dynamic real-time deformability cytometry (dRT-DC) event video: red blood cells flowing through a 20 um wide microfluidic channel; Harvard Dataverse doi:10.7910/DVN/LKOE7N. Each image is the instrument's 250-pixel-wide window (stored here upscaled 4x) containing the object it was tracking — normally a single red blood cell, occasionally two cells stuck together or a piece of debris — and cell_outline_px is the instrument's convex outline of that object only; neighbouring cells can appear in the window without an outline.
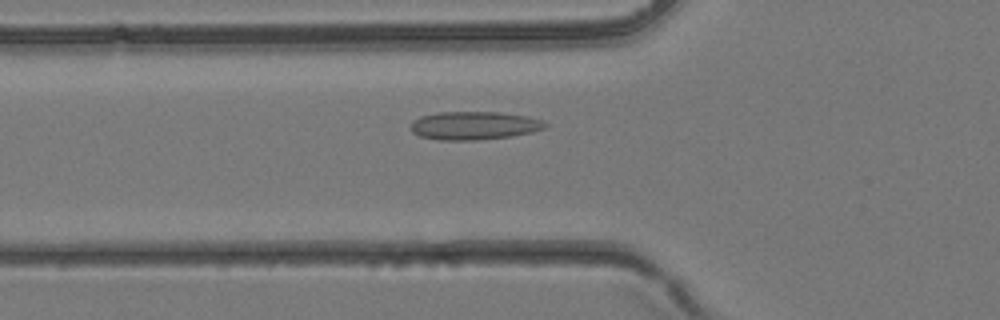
{"species": "common noctule bat (a hibernating species)", "species_latin": "Nyctalus noctula", "temperature_condition": "room temperature", "stored_images_in_passage": 36, "camera_frame_rate_fps": 3000, "um_per_image_px": 0.085, "animal": {"sex": "female", "body_mass_g": 24.6, "forearm_length_mm": 56.2}, "frame": {"image": 1, "passage_image": 11, "time_ms": 3.333, "image_size_px": [1000, 320], "cell_outline_px": [[548, 124], [544, 128], [532, 132], [512, 136], [476, 140], [440, 140], [420, 136], [412, 132], [408, 128], [412, 120], [420, 116], [436, 112], [500, 112], [528, 116], [540, 120]], "centroid_in_image_um": [40.25, 10.67], "position_along_channel_um": 85.6, "area_um2": 22.31}}
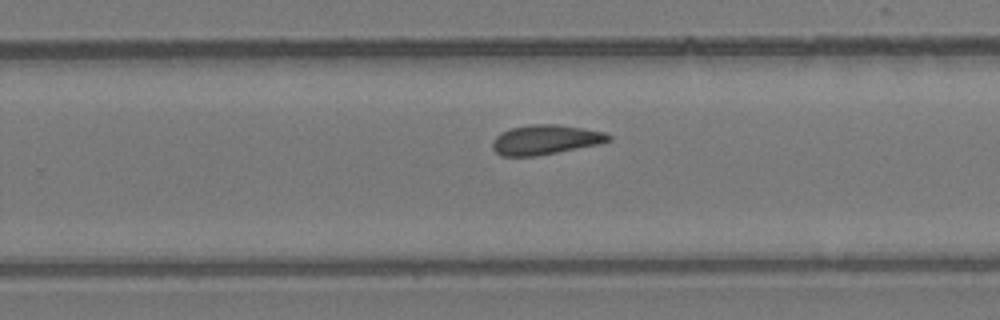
{"frame": {"image": 2, "passage_image": 22, "time_ms": 7.0, "image_size_px": [1000, 320], "cell_outline_px": [[612, 140], [600, 144], [536, 156], [500, 156], [492, 148], [492, 144], [496, 136], [500, 132], [512, 128], [532, 124], [556, 124], [604, 132], [612, 136]], "centroid_in_image_um": [46.36, 11.88], "position_along_channel_um": 283.4, "area_um2": 20.0}}
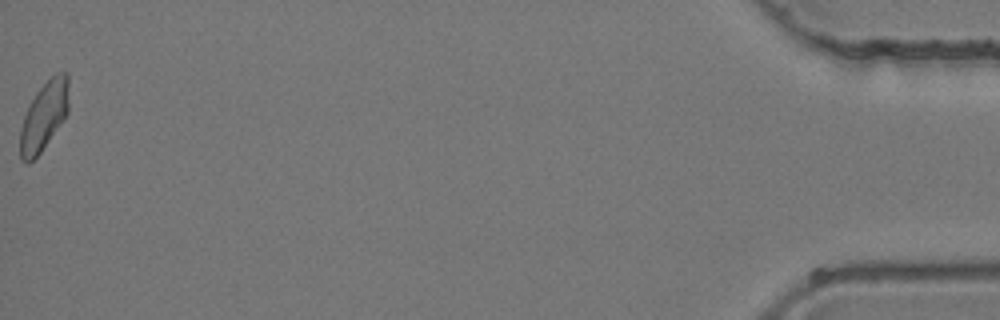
{"frame": {"image": 3, "passage_image": 36, "time_ms": 11.667, "image_size_px": [1000, 320], "cell_outline_px": [[68, 112], [40, 152], [28, 164], [20, 160], [20, 128], [24, 116], [36, 92], [56, 72], [68, 72]], "centroid_in_image_um": [3.73, 9.85], "position_along_channel_um": 431.5, "area_um2": 19.13}}